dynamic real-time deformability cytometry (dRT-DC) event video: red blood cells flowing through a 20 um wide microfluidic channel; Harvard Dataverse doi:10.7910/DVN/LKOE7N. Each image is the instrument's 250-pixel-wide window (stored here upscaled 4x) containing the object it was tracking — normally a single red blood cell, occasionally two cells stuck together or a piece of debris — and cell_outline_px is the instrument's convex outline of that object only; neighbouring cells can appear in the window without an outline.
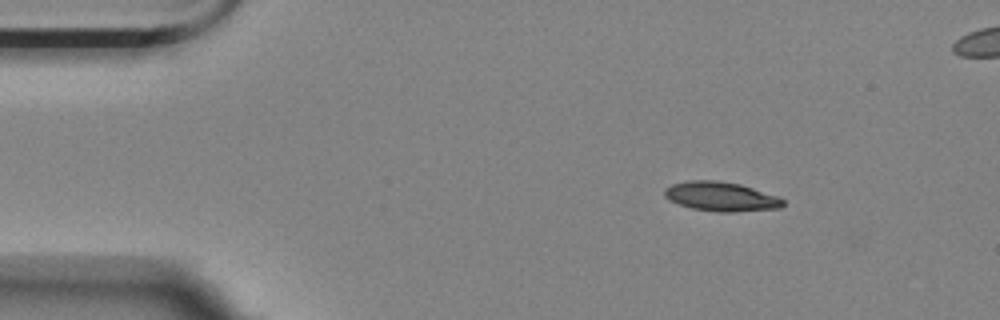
{"species": "Egyptian fruit bat (a non-hibernating species)", "species_latin": "Rousettus aegyptiacus", "temperature_condition": "room temperature", "stored_images_in_passage": 4, "camera_frame_rate_fps": 3000, "um_per_image_px": 0.085, "animal": {"sex": "female"}, "frame": {"image": 1, "passage_image": 1, "time_ms": 0.0, "image_size_px": [1000, 320], "cell_outline_px": [[784, 204], [780, 208], [732, 212], [716, 212], [692, 208], [668, 200], [664, 196], [664, 188], [672, 184], [688, 180], [716, 180], [740, 184], [776, 196], [784, 200]], "centroid_in_image_um": [61.24, 16.7], "position_along_channel_um": 23.8, "area_um2": 20.17}}